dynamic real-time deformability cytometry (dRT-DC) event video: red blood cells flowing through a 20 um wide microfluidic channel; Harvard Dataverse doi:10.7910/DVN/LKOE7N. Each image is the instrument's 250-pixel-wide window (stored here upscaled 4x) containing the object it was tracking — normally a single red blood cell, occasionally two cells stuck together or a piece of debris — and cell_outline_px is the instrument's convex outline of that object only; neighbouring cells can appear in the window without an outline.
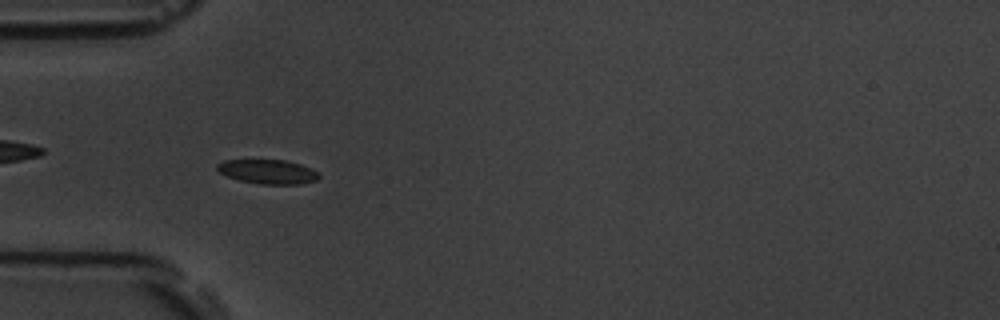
{"species": "common noctule bat (a hibernating species)", "species_latin": "Nyctalus noctula", "temperature_condition": "room temperature", "stored_images_in_passage": 42, "camera_frame_rate_fps": 3000, "um_per_image_px": 0.085, "animal": {"sex": "male", "body_mass_g": 19.5, "forearm_length_mm": 54.6}, "frame": {"image": 1, "passage_image": 3, "time_ms": 0.667, "image_size_px": [1000, 320], "cell_outline_px": [[320, 176], [316, 180], [300, 184], [260, 184], [240, 180], [228, 176], [220, 172], [216, 168], [216, 164], [224, 160], [284, 160], [300, 164], [312, 168], [320, 172]], "centroid_in_image_um": [22.8, 14.59], "position_along_channel_um": 62.2, "area_um2": 14.39}}
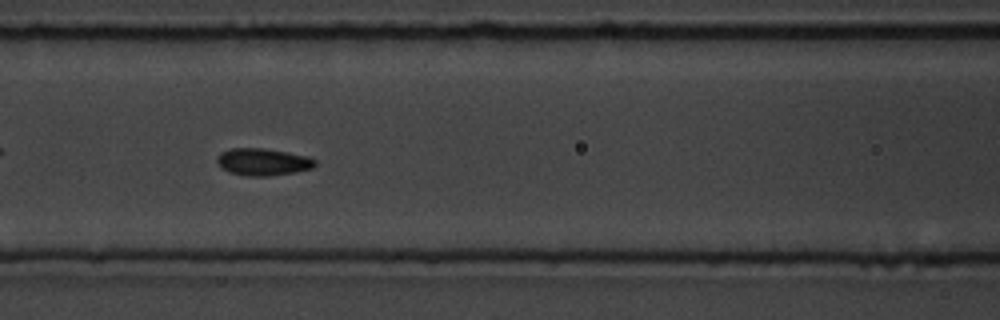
{"frame": {"image": 2, "passage_image": 10, "time_ms": 3.0, "image_size_px": [1000, 320], "cell_outline_px": [[316, 164], [312, 168], [296, 172], [268, 176], [248, 176], [228, 172], [216, 160], [216, 156], [220, 152], [232, 148], [264, 148], [288, 152], [308, 156], [316, 160]], "centroid_in_image_um": [22.36, 13.75], "position_along_channel_um": 144.2, "area_um2": 15.55}}
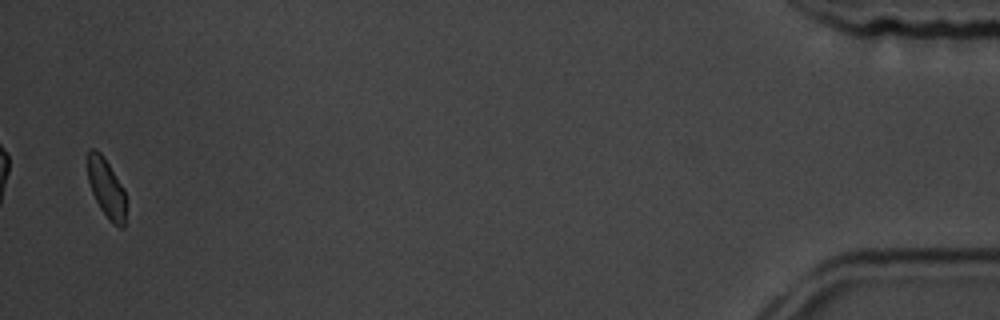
{"frame": {"image": 3, "passage_image": 41, "time_ms": 13.333, "image_size_px": [1000, 320], "cell_outline_px": [[128, 200], [124, 228], [120, 228], [112, 224], [100, 208], [92, 192], [88, 180], [88, 152], [92, 148], [96, 148], [100, 152], [124, 188]], "centroid_in_image_um": [9.1, 16.06], "position_along_channel_um": 426.1, "area_um2": 13.47}, "authors_computed_cell_mechanics": {"area_um2": 14.5367, "velocity_mm_per_s": 3.5991, "shape_relaxation_time_tau1_ms": 3.1174, "shape_relaxation_time_tau2_ms": 1.4967, "deformation_change_tau1": 0.0977, "deformation_change_tau2": 0.0449}}